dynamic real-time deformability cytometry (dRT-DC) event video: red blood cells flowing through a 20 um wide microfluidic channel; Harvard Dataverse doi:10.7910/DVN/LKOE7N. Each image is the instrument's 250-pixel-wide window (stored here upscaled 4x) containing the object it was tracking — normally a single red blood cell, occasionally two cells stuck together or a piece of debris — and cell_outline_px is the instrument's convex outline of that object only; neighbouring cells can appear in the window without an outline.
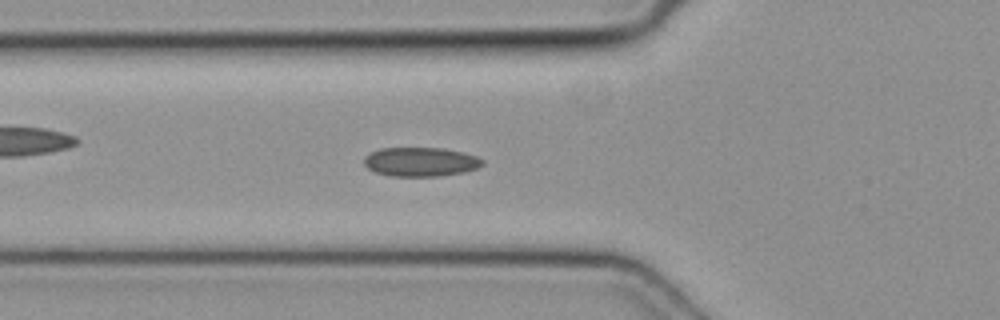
{"species": "common noctule bat (a hibernating species)", "species_latin": "Nyctalus noctula", "temperature_condition": "cold", "stored_images_in_passage": 38, "camera_frame_rate_fps": 3000, "um_per_image_px": 0.085, "animal": {"sex": "female", "body_mass_g": 19.3, "forearm_length_mm": 54.1}, "frame": {"image": 1, "passage_image": 6, "time_ms": 1.667, "image_size_px": [1000, 320], "cell_outline_px": [[484, 164], [476, 168], [464, 172], [440, 176], [388, 176], [376, 172], [368, 168], [364, 164], [364, 156], [380, 148], [444, 148], [476, 156], [484, 160]], "centroid_in_image_um": [35.74, 13.76], "position_along_channel_um": 90.1, "area_um2": 20.06}}
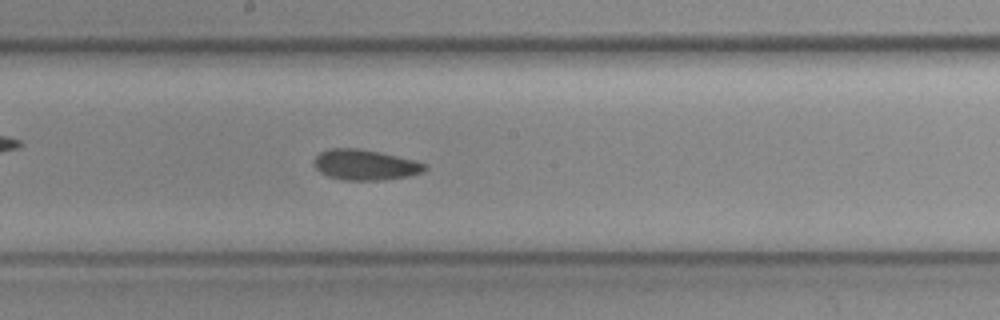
{"frame": {"image": 2, "passage_image": 15, "time_ms": 4.667, "image_size_px": [1000, 320], "cell_outline_px": [[428, 168], [424, 172], [412, 176], [384, 180], [344, 180], [328, 176], [320, 172], [316, 168], [312, 160], [320, 152], [328, 148], [356, 148], [380, 152], [428, 164]], "centroid_in_image_um": [31.05, 14.02], "position_along_channel_um": 217.2, "area_um2": 19.88}}
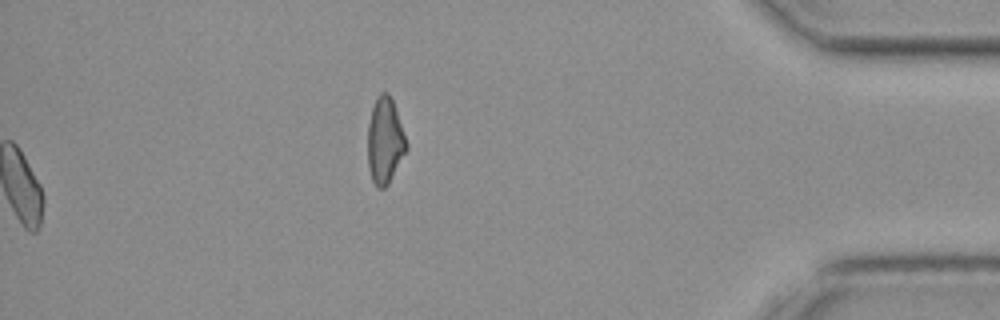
{"frame": {"image": 3, "passage_image": 38, "time_ms": 12.333, "image_size_px": [1000, 320], "cell_outline_px": [[408, 148], [388, 184], [384, 188], [376, 188], [372, 180], [368, 168], [368, 124], [372, 108], [376, 96], [380, 92], [388, 92], [392, 100], [408, 144]], "centroid_in_image_um": [32.71, 11.97], "position_along_channel_um": 402.5, "area_um2": 19.36}}